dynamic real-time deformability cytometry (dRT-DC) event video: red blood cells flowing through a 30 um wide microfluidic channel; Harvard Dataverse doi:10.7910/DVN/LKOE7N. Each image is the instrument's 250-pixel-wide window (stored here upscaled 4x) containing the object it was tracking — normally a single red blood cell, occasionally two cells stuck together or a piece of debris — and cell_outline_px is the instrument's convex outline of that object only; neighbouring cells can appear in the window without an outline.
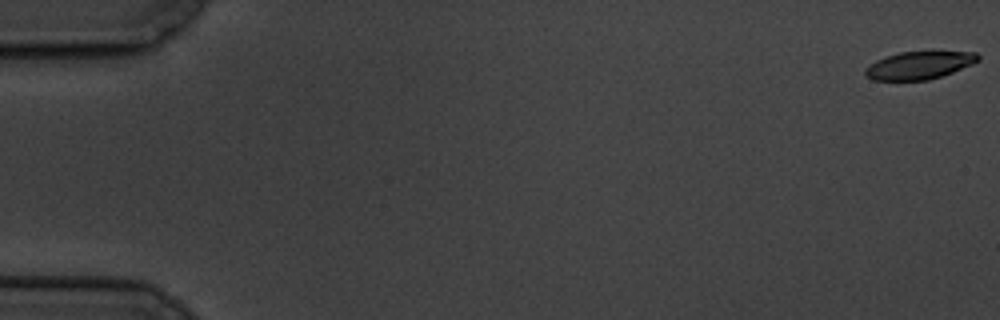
{"species": "common noctule bat (a hibernating species)", "species_latin": "Nyctalus noctula", "temperature_condition": "cold", "stored_images_in_passage": 5, "camera_frame_rate_fps": 3000, "um_per_image_px": 0.085, "animal": {"sex": "male", "body_mass_g": 19.5, "forearm_length_mm": 54.6}, "frame": {"image": 1, "passage_image": 1, "time_ms": 0.0, "image_size_px": [1000, 320], "cell_outline_px": [[980, 60], [972, 64], [952, 72], [928, 80], [872, 80], [864, 72], [864, 68], [876, 60], [884, 56], [900, 52], [976, 52], [980, 56]], "centroid_in_image_um": [78.11, 5.55], "position_along_channel_um": 6.9, "area_um2": 18.09}}
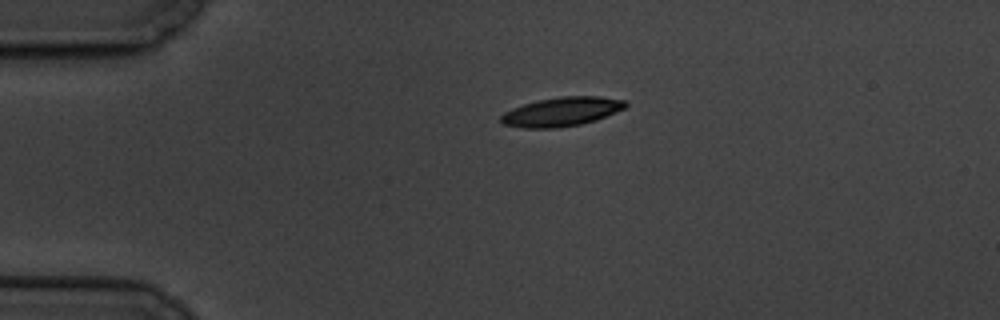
{"frame": {"image": 2, "passage_image": 4, "time_ms": 4.333, "image_size_px": [1000, 320], "cell_outline_px": [[628, 104], [624, 108], [616, 112], [596, 120], [580, 124], [556, 128], [524, 128], [500, 124], [500, 116], [504, 112], [512, 108], [524, 104], [540, 100], [560, 96], [600, 96], [624, 100]], "centroid_in_image_um": [47.71, 9.5], "position_along_channel_um": 37.3, "area_um2": 21.1}}